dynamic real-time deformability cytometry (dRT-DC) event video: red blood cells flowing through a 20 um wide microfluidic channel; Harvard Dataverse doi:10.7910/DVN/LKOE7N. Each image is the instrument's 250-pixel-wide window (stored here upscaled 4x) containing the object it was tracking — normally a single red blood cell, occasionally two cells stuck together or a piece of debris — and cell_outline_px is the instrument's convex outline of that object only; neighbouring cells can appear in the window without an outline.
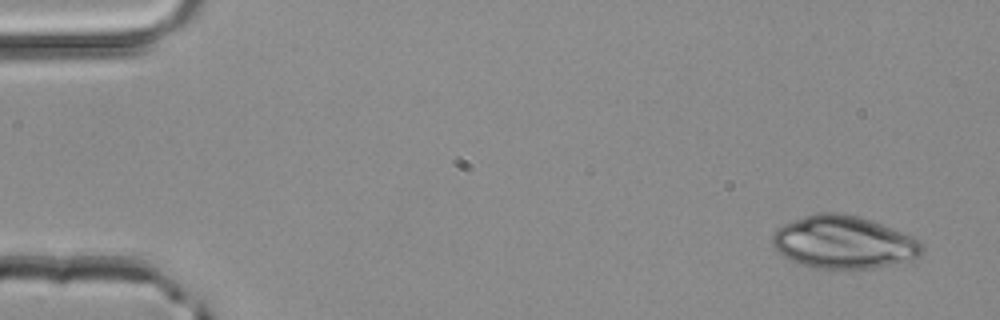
{"species": "common noctule bat (a hibernating species)", "species_latin": "Nyctalus noctula", "temperature_condition": "room temperature", "stored_images_in_passage": 3, "camera_frame_rate_fps": 3000, "um_per_image_px": 0.085, "animal": {"sex": "male", "body_mass_g": 20.4}, "frame": {"image": 1, "passage_image": 1, "time_ms": 0.0, "image_size_px": [1000, 320], "cell_outline_px": [[924, 252], [920, 256], [912, 260], [872, 268], [816, 268], [792, 260], [784, 256], [772, 244], [772, 236], [776, 228], [784, 224], [804, 216], [816, 212], [840, 212], [856, 216], [892, 228], [912, 236], [924, 248]], "centroid_in_image_um": [71.71, 20.58], "position_along_channel_um": 13.3, "area_um2": 45.49}}